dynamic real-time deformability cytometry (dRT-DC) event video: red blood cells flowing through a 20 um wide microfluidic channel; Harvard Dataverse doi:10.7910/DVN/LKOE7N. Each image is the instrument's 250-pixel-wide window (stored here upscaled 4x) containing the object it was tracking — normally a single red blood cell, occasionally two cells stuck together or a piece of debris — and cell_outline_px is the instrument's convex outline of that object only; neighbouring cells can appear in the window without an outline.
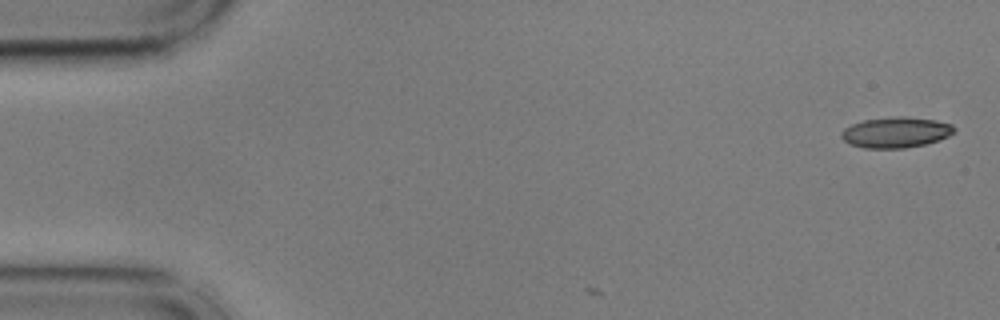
{"species": "common noctule bat (a hibernating species)", "species_latin": "Nyctalus noctula", "temperature_condition": "cold", "stored_images_in_passage": 2, "camera_frame_rate_fps": 3000, "um_per_image_px": 0.085, "animal": {"sex": "male", "body_mass_g": 17.9, "forearm_length_mm": 54.2}, "frame": {"image": 1, "passage_image": 2, "time_ms": 0.333, "image_size_px": [1000, 320], "cell_outline_px": [[956, 132], [948, 136], [924, 144], [904, 148], [864, 148], [848, 144], [840, 136], [840, 132], [844, 128], [852, 124], [864, 120], [900, 116], [904, 116], [936, 120], [952, 124], [956, 128]], "centroid_in_image_um": [76.13, 11.25], "position_along_channel_um": 8.9, "area_um2": 20.17}}